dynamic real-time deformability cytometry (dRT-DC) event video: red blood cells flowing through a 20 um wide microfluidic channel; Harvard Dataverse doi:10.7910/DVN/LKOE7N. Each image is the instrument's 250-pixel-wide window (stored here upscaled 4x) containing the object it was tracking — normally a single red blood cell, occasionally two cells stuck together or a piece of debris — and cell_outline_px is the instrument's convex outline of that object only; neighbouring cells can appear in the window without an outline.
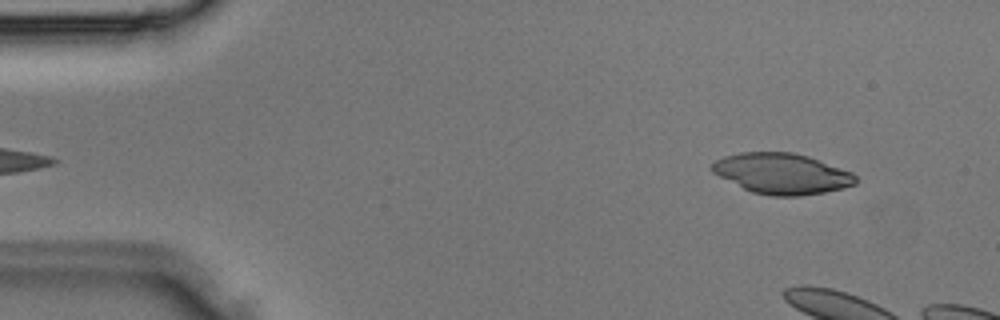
{"species": "Egyptian fruit bat (a non-hibernating species)", "species_latin": "Rousettus aegyptiacus", "temperature_condition": "room temperature", "stored_images_in_passage": 4, "camera_frame_rate_fps": 3000, "um_per_image_px": 0.085, "animal": {"sex": "male"}, "frame": {"image": 1, "passage_image": 1, "time_ms": 0.0, "image_size_px": [1000, 320], "cell_outline_px": [[856, 184], [824, 192], [800, 196], [772, 196], [752, 192], [712, 172], [708, 168], [716, 160], [724, 156], [740, 152], [792, 152], [808, 156], [852, 172], [856, 176]], "centroid_in_image_um": [66.44, 14.75], "position_along_channel_um": 18.6, "area_um2": 33.81}}